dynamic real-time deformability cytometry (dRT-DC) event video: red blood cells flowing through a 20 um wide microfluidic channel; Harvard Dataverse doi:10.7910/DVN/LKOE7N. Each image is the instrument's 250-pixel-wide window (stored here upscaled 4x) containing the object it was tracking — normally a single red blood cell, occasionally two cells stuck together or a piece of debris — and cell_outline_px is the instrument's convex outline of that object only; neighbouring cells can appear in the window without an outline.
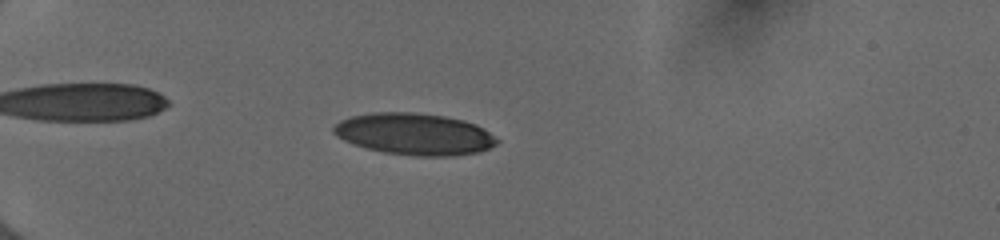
{"species": "human", "species_latin": "Homo sapiens", "temperature_condition": "cold", "stored_images_in_passage": 53, "camera_frame_rate_fps": 3000, "um_per_image_px": 0.085, "donor": {"sex": "female"}, "frame": {"image": 1, "passage_image": 17, "time_ms": 5.333, "image_size_px": [1000, 240], "cell_outline_px": [[500, 140], [496, 144], [480, 152], [452, 156], [416, 156], [384, 152], [368, 148], [344, 140], [336, 136], [332, 132], [332, 128], [340, 120], [352, 116], [372, 112], [412, 112], [444, 116], [464, 120], [476, 124]], "centroid_in_image_um": [35.23, 11.39], "position_along_channel_um": 49.8, "area_um2": 39.59}}
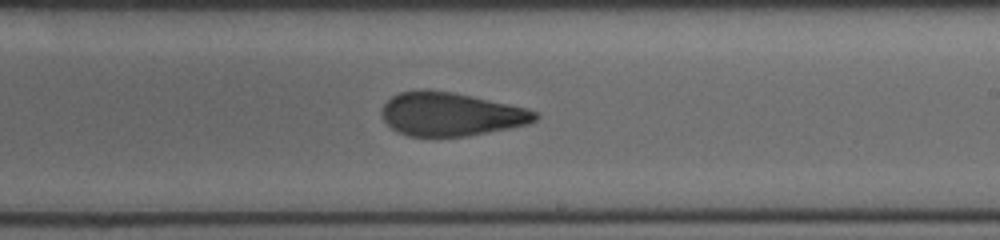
{"frame": {"image": 2, "passage_image": 35, "time_ms": 11.333, "image_size_px": [1000, 240], "cell_outline_px": [[540, 116], [536, 120], [528, 124], [468, 136], [408, 136], [396, 132], [384, 120], [380, 112], [384, 104], [392, 96], [400, 92], [424, 88], [428, 88], [452, 92], [472, 96], [528, 108], [536, 112]], "centroid_in_image_um": [38.3, 9.69], "position_along_channel_um": 250.7, "area_um2": 39.07}}
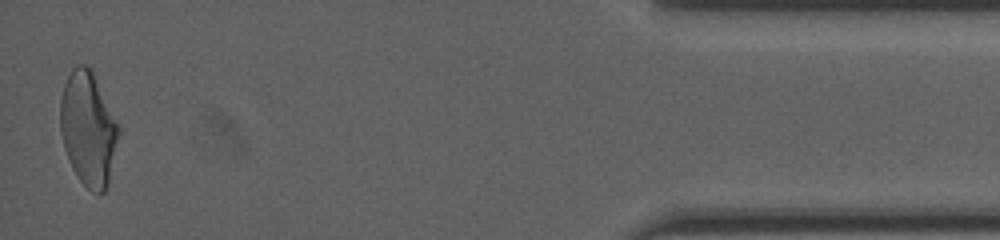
{"frame": {"image": 3, "passage_image": 53, "time_ms": 17.333, "image_size_px": [1000, 240], "cell_outline_px": [[120, 132], [108, 180], [104, 192], [100, 196], [92, 192], [80, 180], [72, 168], [68, 160], [64, 148], [60, 132], [60, 100], [64, 84], [72, 68], [76, 64], [84, 64], [92, 68], [120, 128]], "centroid_in_image_um": [7.48, 10.91], "position_along_channel_um": 427.7, "area_um2": 38.84}, "authors_computed_cell_mechanics": {"area_um2": 38.8416, "velocity_mm_per_s": 4.013, "shape_relaxation_time_tau1_ms": 8.1754, "shape_relaxation_time_tau2_ms": 1.9745, "deformation_change_tau1": 0.2281, "deformation_change_tau2": 0.1046}}